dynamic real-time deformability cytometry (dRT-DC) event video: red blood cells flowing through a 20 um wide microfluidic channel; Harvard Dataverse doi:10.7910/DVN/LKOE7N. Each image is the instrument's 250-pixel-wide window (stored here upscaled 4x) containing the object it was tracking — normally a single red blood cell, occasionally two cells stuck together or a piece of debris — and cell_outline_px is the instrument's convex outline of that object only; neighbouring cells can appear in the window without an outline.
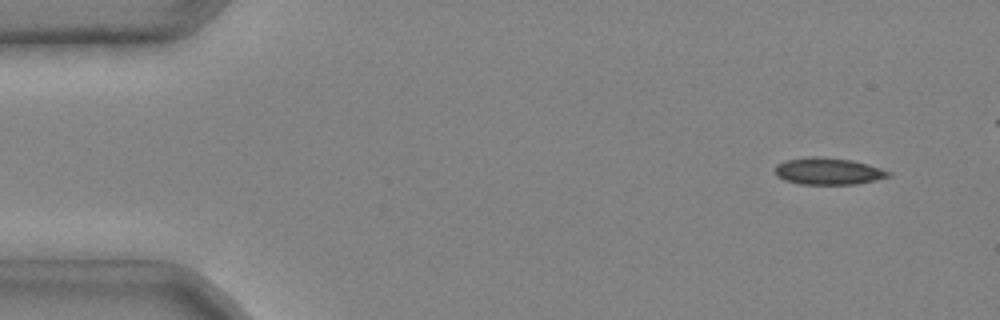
{"species": "common noctule bat (a hibernating species)", "species_latin": "Nyctalus noctula", "temperature_condition": "cold", "stored_images_in_passage": 6, "camera_frame_rate_fps": 3000, "um_per_image_px": 0.085, "animal": {"sex": "male", "body_mass_g": 20.4}, "frame": {"image": 1, "passage_image": 6, "time_ms": 1.667, "image_size_px": [1000, 320], "cell_outline_px": [[892, 176], [876, 180], [856, 184], [800, 184], [784, 180], [776, 176], [772, 168], [776, 164], [784, 160], [812, 156], [816, 156], [852, 160], [868, 164], [892, 172]], "centroid_in_image_um": [70.36, 14.55], "position_along_channel_um": 14.6, "area_um2": 18.03}}